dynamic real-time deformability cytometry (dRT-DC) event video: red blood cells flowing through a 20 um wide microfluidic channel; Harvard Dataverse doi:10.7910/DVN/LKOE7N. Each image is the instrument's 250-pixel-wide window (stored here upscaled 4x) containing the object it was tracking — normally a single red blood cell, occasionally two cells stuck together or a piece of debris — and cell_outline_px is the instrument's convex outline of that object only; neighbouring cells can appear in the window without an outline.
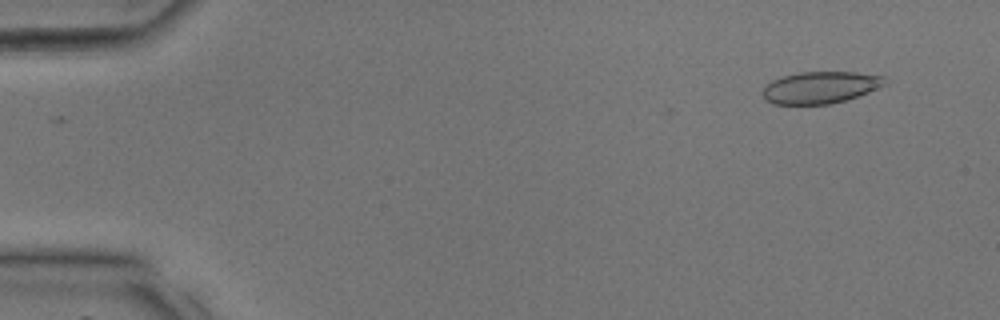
{"species": "common noctule bat (a hibernating species)", "species_latin": "Nyctalus noctula", "temperature_condition": "room temperature", "stored_images_in_passage": 10, "camera_frame_rate_fps": 3000, "um_per_image_px": 0.085, "animal": {"sex": "male", "body_mass_g": 17.9, "forearm_length_mm": 54.2}, "frame": {"image": 1, "passage_image": 2, "time_ms": 0.333, "image_size_px": [1000, 320], "cell_outline_px": [[884, 84], [868, 92], [832, 104], [772, 104], [764, 100], [764, 88], [772, 80], [784, 76], [800, 72], [852, 72], [884, 76]], "centroid_in_image_um": [69.69, 7.44], "position_along_channel_um": 15.3, "area_um2": 22.31}}
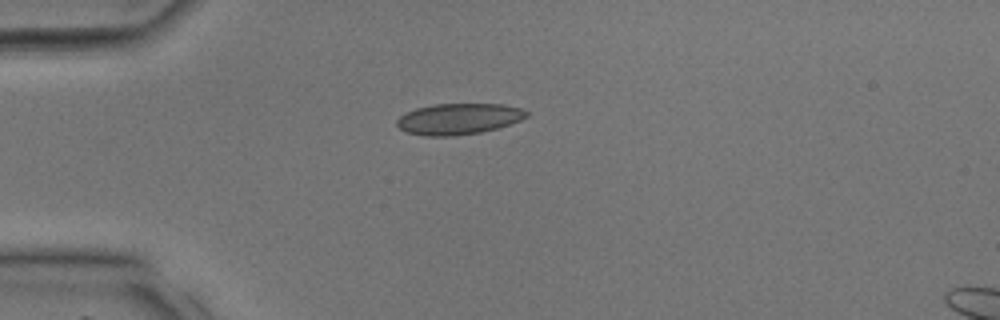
{"frame": {"image": 2, "passage_image": 9, "time_ms": 2.667, "image_size_px": [1000, 320], "cell_outline_px": [[528, 116], [520, 120], [496, 128], [480, 132], [452, 136], [428, 136], [404, 132], [396, 124], [396, 120], [400, 116], [416, 108], [436, 104], [504, 104], [520, 108], [528, 112]], "centroid_in_image_um": [38.96, 10.1], "position_along_channel_um": 46.0, "area_um2": 23.29}}